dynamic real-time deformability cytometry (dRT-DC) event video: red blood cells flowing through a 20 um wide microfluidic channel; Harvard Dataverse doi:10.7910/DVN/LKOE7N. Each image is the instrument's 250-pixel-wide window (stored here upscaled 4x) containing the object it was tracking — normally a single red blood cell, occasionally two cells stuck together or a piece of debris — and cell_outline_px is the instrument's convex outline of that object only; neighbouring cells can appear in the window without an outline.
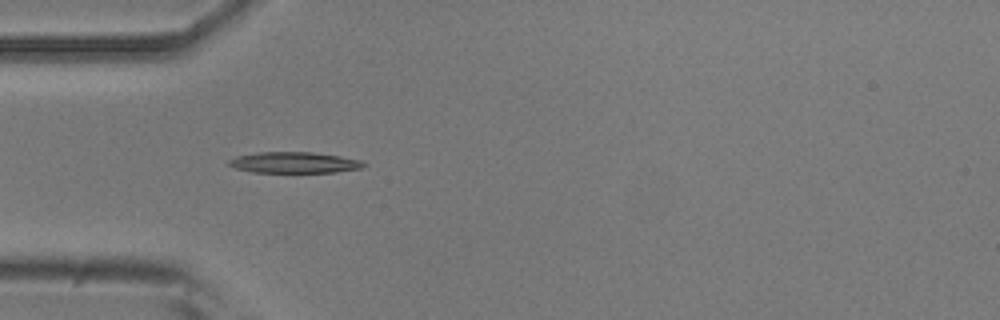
{"species": "common noctule bat (a hibernating species)", "species_latin": "Nyctalus noctula", "temperature_condition": "room temperature", "stored_images_in_passage": 40, "camera_frame_rate_fps": 3000, "um_per_image_px": 0.085, "animal": {"sex": "male", "body_mass_g": 20.5, "forearm_length_mm": 52.5}, "frame": {"image": 1, "passage_image": 4, "time_ms": 1.0, "image_size_px": [1000, 320], "cell_outline_px": [[364, 164], [360, 168], [336, 172], [252, 172], [236, 168], [228, 164], [228, 160], [236, 156], [256, 152], [312, 152], [340, 156], [360, 160]], "centroid_in_image_um": [24.96, 13.81], "position_along_channel_um": 60.0, "area_um2": 16.36}}
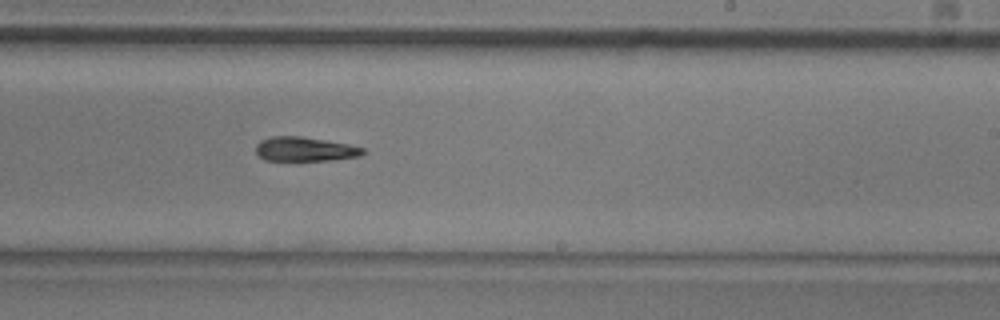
{"frame": {"image": 2, "passage_image": 20, "time_ms": 6.333, "image_size_px": [1000, 320], "cell_outline_px": [[364, 156], [328, 160], [264, 160], [256, 152], [256, 144], [260, 140], [272, 136], [300, 136], [348, 144], [364, 148]], "centroid_in_image_um": [25.91, 12.67], "position_along_channel_um": 263.1, "area_um2": 15.09}}
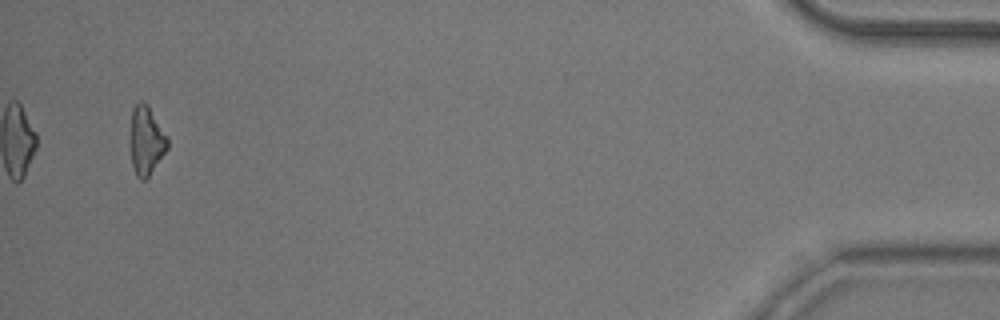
{"frame": {"image": 3, "passage_image": 39, "time_ms": 12.667, "image_size_px": [1000, 320], "cell_outline_px": [[168, 148], [148, 176], [144, 180], [140, 180], [136, 176], [132, 164], [132, 108], [140, 100], [148, 104], [168, 136]], "centroid_in_image_um": [12.47, 11.92], "position_along_channel_um": 422.7, "area_um2": 14.57}, "authors_computed_cell_mechanics": {"area_um2": 15.8372, "velocity_mm_per_s": 3.8292, "shape_relaxation_time_tau1_ms": 5.1014, "shape_relaxation_time_tau2_ms": null, "deformation_change_tau1": 0.1664, "deformation_change_tau2": null}}